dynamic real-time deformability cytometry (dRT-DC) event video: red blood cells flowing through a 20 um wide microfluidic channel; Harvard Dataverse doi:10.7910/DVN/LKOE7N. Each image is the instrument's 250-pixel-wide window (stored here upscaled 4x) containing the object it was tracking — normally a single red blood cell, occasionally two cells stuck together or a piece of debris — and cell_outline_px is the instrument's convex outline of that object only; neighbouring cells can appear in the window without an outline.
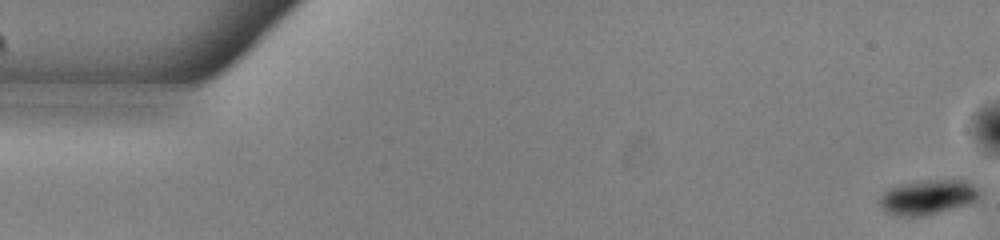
{"species": "common noctule bat (a hibernating species)", "species_latin": "Nyctalus noctula", "temperature_condition": "warm", "stored_images_in_passage": 51, "camera_frame_rate_fps": 3000, "um_per_image_px": 0.085, "animal": {"sex": "male", "body_mass_g": 13.0, "forearm_length_mm": 53.1}, "frame": {"image": 1, "passage_image": 1, "time_ms": 0.0, "image_size_px": [1000, 240], "cell_outline_px": [[980, 196], [976, 200], [964, 204], [924, 216], [896, 216], [884, 212], [880, 208], [880, 196], [888, 188], [900, 184], [920, 180], [960, 176], [968, 180], [980, 188]], "centroid_in_image_um": [78.89, 16.69], "position_along_channel_um": 6.1, "area_um2": 21.04}}
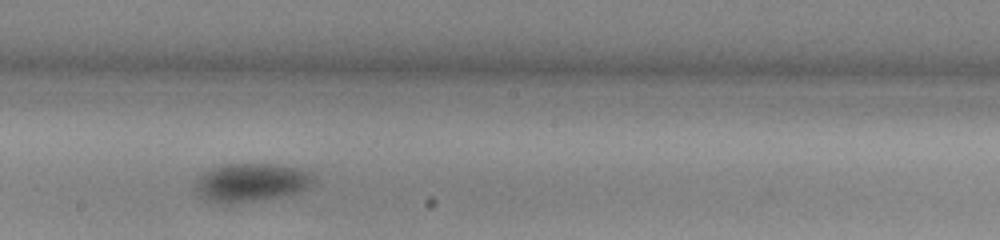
{"frame": {"image": 2, "passage_image": 30, "time_ms": 9.667, "image_size_px": [1000, 240], "cell_outline_px": [[312, 184], [308, 188], [296, 192], [280, 196], [248, 200], [212, 200], [196, 192], [196, 180], [200, 176], [216, 168], [232, 164], [264, 164], [292, 168], [304, 172], [312, 180]], "centroid_in_image_um": [21.34, 15.48], "position_along_channel_um": 226.9, "area_um2": 24.1}}
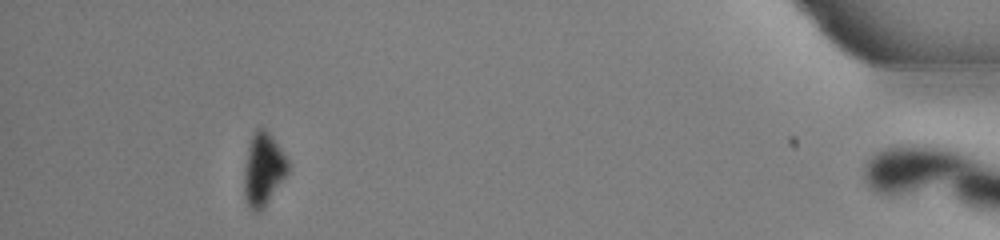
{"frame": {"image": 3, "passage_image": 50, "time_ms": 16.333, "image_size_px": [1000, 240], "cell_outline_px": [[288, 172], [264, 208], [260, 212], [252, 212], [244, 196], [244, 168], [248, 148], [252, 136], [256, 128], [264, 128], [272, 136], [288, 160]], "centroid_in_image_um": [22.37, 14.42], "position_along_channel_um": 412.8, "area_um2": 18.44}, "authors_computed_cell_mechanics": {"area_um2": 24.276, "velocity_mm_per_s": 3.8213, "shape_relaxation_time_tau1_ms": 1.7714, "shape_relaxation_time_tau2_ms": null, "deformation_change_tau1": 0.0773, "deformation_change_tau2": null}}